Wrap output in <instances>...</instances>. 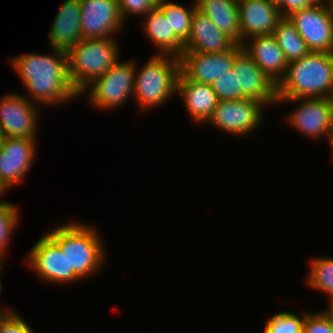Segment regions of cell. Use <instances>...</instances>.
Here are the masks:
<instances>
[{
	"label": "cell",
	"mask_w": 333,
	"mask_h": 333,
	"mask_svg": "<svg viewBox=\"0 0 333 333\" xmlns=\"http://www.w3.org/2000/svg\"><path fill=\"white\" fill-rule=\"evenodd\" d=\"M53 54L23 53L10 58L29 94L26 98L37 105L59 106L80 97L69 77L67 52L53 48Z\"/></svg>",
	"instance_id": "6da1fadb"
},
{
	"label": "cell",
	"mask_w": 333,
	"mask_h": 333,
	"mask_svg": "<svg viewBox=\"0 0 333 333\" xmlns=\"http://www.w3.org/2000/svg\"><path fill=\"white\" fill-rule=\"evenodd\" d=\"M66 254L68 284L101 271L106 250L102 237L93 225L72 222L59 225L46 233ZM105 251V252H104ZM101 268V269H100Z\"/></svg>",
	"instance_id": "7a4b0ae2"
},
{
	"label": "cell",
	"mask_w": 333,
	"mask_h": 333,
	"mask_svg": "<svg viewBox=\"0 0 333 333\" xmlns=\"http://www.w3.org/2000/svg\"><path fill=\"white\" fill-rule=\"evenodd\" d=\"M333 98V53L310 52L288 63L277 85L278 99Z\"/></svg>",
	"instance_id": "3957f363"
},
{
	"label": "cell",
	"mask_w": 333,
	"mask_h": 333,
	"mask_svg": "<svg viewBox=\"0 0 333 333\" xmlns=\"http://www.w3.org/2000/svg\"><path fill=\"white\" fill-rule=\"evenodd\" d=\"M179 74L177 56L155 54L141 69L136 65L133 96L141 111L167 103L177 93Z\"/></svg>",
	"instance_id": "277c9868"
},
{
	"label": "cell",
	"mask_w": 333,
	"mask_h": 333,
	"mask_svg": "<svg viewBox=\"0 0 333 333\" xmlns=\"http://www.w3.org/2000/svg\"><path fill=\"white\" fill-rule=\"evenodd\" d=\"M115 38L81 39L67 51L70 80L79 94L119 59Z\"/></svg>",
	"instance_id": "5b68a950"
},
{
	"label": "cell",
	"mask_w": 333,
	"mask_h": 333,
	"mask_svg": "<svg viewBox=\"0 0 333 333\" xmlns=\"http://www.w3.org/2000/svg\"><path fill=\"white\" fill-rule=\"evenodd\" d=\"M136 64L133 60L121 62L119 59L99 78H96L80 94L89 93L93 107L111 110L124 105L133 95Z\"/></svg>",
	"instance_id": "8992f818"
},
{
	"label": "cell",
	"mask_w": 333,
	"mask_h": 333,
	"mask_svg": "<svg viewBox=\"0 0 333 333\" xmlns=\"http://www.w3.org/2000/svg\"><path fill=\"white\" fill-rule=\"evenodd\" d=\"M259 100L242 98L219 101L210 119L206 122L227 134L248 135L263 122V108Z\"/></svg>",
	"instance_id": "52a82bcc"
},
{
	"label": "cell",
	"mask_w": 333,
	"mask_h": 333,
	"mask_svg": "<svg viewBox=\"0 0 333 333\" xmlns=\"http://www.w3.org/2000/svg\"><path fill=\"white\" fill-rule=\"evenodd\" d=\"M311 52L333 53L331 6L316 4L288 16Z\"/></svg>",
	"instance_id": "ba28073f"
},
{
	"label": "cell",
	"mask_w": 333,
	"mask_h": 333,
	"mask_svg": "<svg viewBox=\"0 0 333 333\" xmlns=\"http://www.w3.org/2000/svg\"><path fill=\"white\" fill-rule=\"evenodd\" d=\"M301 103L289 115L288 122L310 138H328L333 118V98L278 99V103Z\"/></svg>",
	"instance_id": "9c48e42d"
},
{
	"label": "cell",
	"mask_w": 333,
	"mask_h": 333,
	"mask_svg": "<svg viewBox=\"0 0 333 333\" xmlns=\"http://www.w3.org/2000/svg\"><path fill=\"white\" fill-rule=\"evenodd\" d=\"M80 11L82 39L114 38L124 28L118 0H80Z\"/></svg>",
	"instance_id": "30bf717a"
},
{
	"label": "cell",
	"mask_w": 333,
	"mask_h": 333,
	"mask_svg": "<svg viewBox=\"0 0 333 333\" xmlns=\"http://www.w3.org/2000/svg\"><path fill=\"white\" fill-rule=\"evenodd\" d=\"M37 108L22 94L3 95L0 98V130L5 137L37 139Z\"/></svg>",
	"instance_id": "8fae6325"
},
{
	"label": "cell",
	"mask_w": 333,
	"mask_h": 333,
	"mask_svg": "<svg viewBox=\"0 0 333 333\" xmlns=\"http://www.w3.org/2000/svg\"><path fill=\"white\" fill-rule=\"evenodd\" d=\"M243 49L235 44L231 49L220 53H199L183 51L180 58V71L190 80L212 84L226 71L233 69L237 54Z\"/></svg>",
	"instance_id": "7c38bea8"
},
{
	"label": "cell",
	"mask_w": 333,
	"mask_h": 333,
	"mask_svg": "<svg viewBox=\"0 0 333 333\" xmlns=\"http://www.w3.org/2000/svg\"><path fill=\"white\" fill-rule=\"evenodd\" d=\"M36 139L6 137L0 151V182L7 189L24 181L36 153Z\"/></svg>",
	"instance_id": "4fadbf2b"
},
{
	"label": "cell",
	"mask_w": 333,
	"mask_h": 333,
	"mask_svg": "<svg viewBox=\"0 0 333 333\" xmlns=\"http://www.w3.org/2000/svg\"><path fill=\"white\" fill-rule=\"evenodd\" d=\"M27 264L44 281L68 284V260L60 247L43 235L27 253Z\"/></svg>",
	"instance_id": "5bb4252c"
},
{
	"label": "cell",
	"mask_w": 333,
	"mask_h": 333,
	"mask_svg": "<svg viewBox=\"0 0 333 333\" xmlns=\"http://www.w3.org/2000/svg\"><path fill=\"white\" fill-rule=\"evenodd\" d=\"M233 69L237 74L238 87L247 98L259 100L266 107L278 104L277 84L243 49L237 54Z\"/></svg>",
	"instance_id": "9a60e30c"
},
{
	"label": "cell",
	"mask_w": 333,
	"mask_h": 333,
	"mask_svg": "<svg viewBox=\"0 0 333 333\" xmlns=\"http://www.w3.org/2000/svg\"><path fill=\"white\" fill-rule=\"evenodd\" d=\"M241 45L254 36L273 34L282 18L275 0H237Z\"/></svg>",
	"instance_id": "2e32d148"
},
{
	"label": "cell",
	"mask_w": 333,
	"mask_h": 333,
	"mask_svg": "<svg viewBox=\"0 0 333 333\" xmlns=\"http://www.w3.org/2000/svg\"><path fill=\"white\" fill-rule=\"evenodd\" d=\"M242 47L277 85L285 77L288 62L272 34L251 37L242 43Z\"/></svg>",
	"instance_id": "e0dca14e"
},
{
	"label": "cell",
	"mask_w": 333,
	"mask_h": 333,
	"mask_svg": "<svg viewBox=\"0 0 333 333\" xmlns=\"http://www.w3.org/2000/svg\"><path fill=\"white\" fill-rule=\"evenodd\" d=\"M235 44L208 16L198 9L195 10L189 38L184 43L183 51L220 53L231 49Z\"/></svg>",
	"instance_id": "ac0fdd59"
},
{
	"label": "cell",
	"mask_w": 333,
	"mask_h": 333,
	"mask_svg": "<svg viewBox=\"0 0 333 333\" xmlns=\"http://www.w3.org/2000/svg\"><path fill=\"white\" fill-rule=\"evenodd\" d=\"M177 94L183 98L184 107L195 123H206L219 103L211 84L188 79L181 71L177 80Z\"/></svg>",
	"instance_id": "d6986e66"
},
{
	"label": "cell",
	"mask_w": 333,
	"mask_h": 333,
	"mask_svg": "<svg viewBox=\"0 0 333 333\" xmlns=\"http://www.w3.org/2000/svg\"><path fill=\"white\" fill-rule=\"evenodd\" d=\"M80 18V0H65L49 30L48 40L52 49L67 52L82 39Z\"/></svg>",
	"instance_id": "ffe728a7"
},
{
	"label": "cell",
	"mask_w": 333,
	"mask_h": 333,
	"mask_svg": "<svg viewBox=\"0 0 333 333\" xmlns=\"http://www.w3.org/2000/svg\"><path fill=\"white\" fill-rule=\"evenodd\" d=\"M142 28L148 40L156 47L158 55H172L180 57L183 53L184 42L171 31L168 19L155 7L144 16Z\"/></svg>",
	"instance_id": "44dd1931"
},
{
	"label": "cell",
	"mask_w": 333,
	"mask_h": 333,
	"mask_svg": "<svg viewBox=\"0 0 333 333\" xmlns=\"http://www.w3.org/2000/svg\"><path fill=\"white\" fill-rule=\"evenodd\" d=\"M197 9L236 44L241 45L237 0H196Z\"/></svg>",
	"instance_id": "7402d4cb"
},
{
	"label": "cell",
	"mask_w": 333,
	"mask_h": 333,
	"mask_svg": "<svg viewBox=\"0 0 333 333\" xmlns=\"http://www.w3.org/2000/svg\"><path fill=\"white\" fill-rule=\"evenodd\" d=\"M272 35L288 63L299 60L311 52L288 17H282L277 22Z\"/></svg>",
	"instance_id": "603a6c76"
},
{
	"label": "cell",
	"mask_w": 333,
	"mask_h": 333,
	"mask_svg": "<svg viewBox=\"0 0 333 333\" xmlns=\"http://www.w3.org/2000/svg\"><path fill=\"white\" fill-rule=\"evenodd\" d=\"M164 15L171 27V31L185 43L189 38L192 16L197 9L196 0L191 7L165 0L156 6Z\"/></svg>",
	"instance_id": "cb8c5ba5"
},
{
	"label": "cell",
	"mask_w": 333,
	"mask_h": 333,
	"mask_svg": "<svg viewBox=\"0 0 333 333\" xmlns=\"http://www.w3.org/2000/svg\"><path fill=\"white\" fill-rule=\"evenodd\" d=\"M309 274L307 277V286L324 292L329 299V303L333 302V258L316 257L309 264Z\"/></svg>",
	"instance_id": "d4e9b609"
},
{
	"label": "cell",
	"mask_w": 333,
	"mask_h": 333,
	"mask_svg": "<svg viewBox=\"0 0 333 333\" xmlns=\"http://www.w3.org/2000/svg\"><path fill=\"white\" fill-rule=\"evenodd\" d=\"M18 207L8 201L0 202V261L4 262L5 251L8 249L10 235L20 222Z\"/></svg>",
	"instance_id": "484cf974"
},
{
	"label": "cell",
	"mask_w": 333,
	"mask_h": 333,
	"mask_svg": "<svg viewBox=\"0 0 333 333\" xmlns=\"http://www.w3.org/2000/svg\"><path fill=\"white\" fill-rule=\"evenodd\" d=\"M305 314L300 317L288 311L278 312L268 319L263 333H302Z\"/></svg>",
	"instance_id": "4316f807"
},
{
	"label": "cell",
	"mask_w": 333,
	"mask_h": 333,
	"mask_svg": "<svg viewBox=\"0 0 333 333\" xmlns=\"http://www.w3.org/2000/svg\"><path fill=\"white\" fill-rule=\"evenodd\" d=\"M211 85L219 101L238 100L246 97L240 87H238L237 74L234 69L226 71V73L217 78Z\"/></svg>",
	"instance_id": "83f0119b"
},
{
	"label": "cell",
	"mask_w": 333,
	"mask_h": 333,
	"mask_svg": "<svg viewBox=\"0 0 333 333\" xmlns=\"http://www.w3.org/2000/svg\"><path fill=\"white\" fill-rule=\"evenodd\" d=\"M302 333H333V322L325 310L306 312Z\"/></svg>",
	"instance_id": "f1b7e54d"
},
{
	"label": "cell",
	"mask_w": 333,
	"mask_h": 333,
	"mask_svg": "<svg viewBox=\"0 0 333 333\" xmlns=\"http://www.w3.org/2000/svg\"><path fill=\"white\" fill-rule=\"evenodd\" d=\"M118 6L120 15L125 22L128 19L127 16L131 15H146L157 4L153 0H118ZM127 17V18H126Z\"/></svg>",
	"instance_id": "f546056e"
},
{
	"label": "cell",
	"mask_w": 333,
	"mask_h": 333,
	"mask_svg": "<svg viewBox=\"0 0 333 333\" xmlns=\"http://www.w3.org/2000/svg\"><path fill=\"white\" fill-rule=\"evenodd\" d=\"M0 333H35L15 311L4 315L0 320Z\"/></svg>",
	"instance_id": "4dcf8cb0"
},
{
	"label": "cell",
	"mask_w": 333,
	"mask_h": 333,
	"mask_svg": "<svg viewBox=\"0 0 333 333\" xmlns=\"http://www.w3.org/2000/svg\"><path fill=\"white\" fill-rule=\"evenodd\" d=\"M275 3L281 17H288L293 12L316 5L314 0H275Z\"/></svg>",
	"instance_id": "1f68e13d"
},
{
	"label": "cell",
	"mask_w": 333,
	"mask_h": 333,
	"mask_svg": "<svg viewBox=\"0 0 333 333\" xmlns=\"http://www.w3.org/2000/svg\"><path fill=\"white\" fill-rule=\"evenodd\" d=\"M2 264H3V261H0V275L2 273L1 271H3V269H4ZM1 291H2V284H1V281H0V295H1ZM13 311H14L13 309L9 310L8 308L7 309L5 308V310L2 309V308L0 309V313H4L5 315L9 314V313H11Z\"/></svg>",
	"instance_id": "d6a6232c"
},
{
	"label": "cell",
	"mask_w": 333,
	"mask_h": 333,
	"mask_svg": "<svg viewBox=\"0 0 333 333\" xmlns=\"http://www.w3.org/2000/svg\"><path fill=\"white\" fill-rule=\"evenodd\" d=\"M328 140H329L330 145H331L332 156H333V118H332V123H331V127H330Z\"/></svg>",
	"instance_id": "836d02e7"
},
{
	"label": "cell",
	"mask_w": 333,
	"mask_h": 333,
	"mask_svg": "<svg viewBox=\"0 0 333 333\" xmlns=\"http://www.w3.org/2000/svg\"><path fill=\"white\" fill-rule=\"evenodd\" d=\"M316 4L331 6L333 0H314Z\"/></svg>",
	"instance_id": "e575fe53"
},
{
	"label": "cell",
	"mask_w": 333,
	"mask_h": 333,
	"mask_svg": "<svg viewBox=\"0 0 333 333\" xmlns=\"http://www.w3.org/2000/svg\"><path fill=\"white\" fill-rule=\"evenodd\" d=\"M328 315L330 316V318L332 319V322H333V302L332 303H329V306L327 309H324Z\"/></svg>",
	"instance_id": "d590c367"
},
{
	"label": "cell",
	"mask_w": 333,
	"mask_h": 333,
	"mask_svg": "<svg viewBox=\"0 0 333 333\" xmlns=\"http://www.w3.org/2000/svg\"><path fill=\"white\" fill-rule=\"evenodd\" d=\"M5 135L3 134V132L0 130V151H1V148L3 146V143H4V140H5Z\"/></svg>",
	"instance_id": "8d00e7d4"
},
{
	"label": "cell",
	"mask_w": 333,
	"mask_h": 333,
	"mask_svg": "<svg viewBox=\"0 0 333 333\" xmlns=\"http://www.w3.org/2000/svg\"><path fill=\"white\" fill-rule=\"evenodd\" d=\"M6 192H8L7 191V189L1 184V182H0V197L4 194H6ZM2 200H0V202H1Z\"/></svg>",
	"instance_id": "74e56055"
},
{
	"label": "cell",
	"mask_w": 333,
	"mask_h": 333,
	"mask_svg": "<svg viewBox=\"0 0 333 333\" xmlns=\"http://www.w3.org/2000/svg\"><path fill=\"white\" fill-rule=\"evenodd\" d=\"M156 4H158V3H161V2H163V1H165V0H153Z\"/></svg>",
	"instance_id": "f35d334b"
},
{
	"label": "cell",
	"mask_w": 333,
	"mask_h": 333,
	"mask_svg": "<svg viewBox=\"0 0 333 333\" xmlns=\"http://www.w3.org/2000/svg\"><path fill=\"white\" fill-rule=\"evenodd\" d=\"M4 315H5L4 313H0V320Z\"/></svg>",
	"instance_id": "ab89813d"
}]
</instances>
